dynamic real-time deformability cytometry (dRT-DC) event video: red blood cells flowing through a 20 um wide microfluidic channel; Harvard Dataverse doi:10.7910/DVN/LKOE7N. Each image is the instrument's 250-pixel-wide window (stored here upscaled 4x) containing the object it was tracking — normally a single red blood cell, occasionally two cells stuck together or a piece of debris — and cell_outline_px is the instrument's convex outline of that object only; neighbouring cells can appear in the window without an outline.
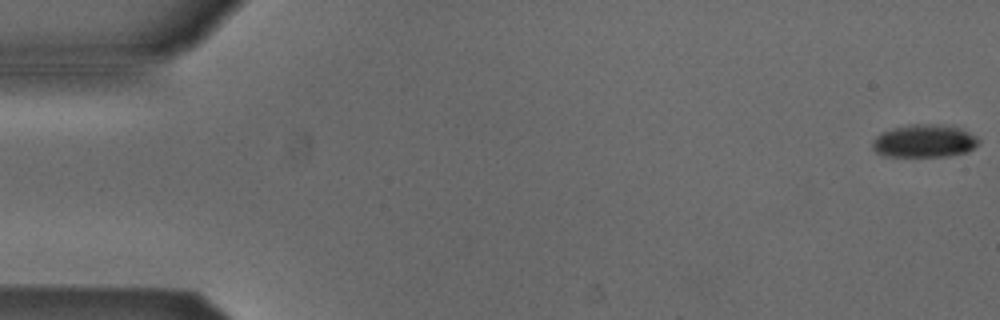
{"species": "Egyptian fruit bat (a non-hibernating species)", "species_latin": "Rousettus aegyptiacus", "temperature_condition": "cold", "stored_images_in_passage": 54, "camera_frame_rate_fps": 3000, "um_per_image_px": 0.085, "animal": {"sex": "male"}, "frame": {"image": 1, "passage_image": 1, "time_ms": 0.0, "image_size_px": [1000, 320], "cell_outline_px": [[980, 144], [968, 152], [948, 156], [884, 156], [876, 152], [872, 148], [872, 140], [876, 136], [884, 132], [896, 128], [912, 124], [932, 124], [960, 128], [976, 136], [980, 140]], "centroid_in_image_um": [78.59, 12.0], "position_along_channel_um": 6.4, "area_um2": 20.23}}
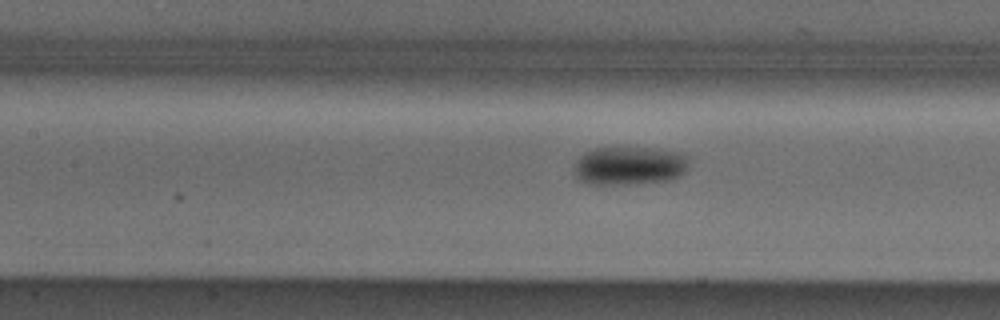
{"frame": {"image": 2, "passage_image": 24, "time_ms": 7.667, "image_size_px": [1000, 320], "cell_outline_px": [[688, 164], [684, 172], [680, 176], [668, 180], [636, 184], [588, 184], [580, 180], [576, 176], [576, 160], [584, 152], [596, 148], [652, 148], [676, 152], [688, 156]], "centroid_in_image_um": [53.5, 14.09], "position_along_channel_um": 153.9, "area_um2": 25.61}}
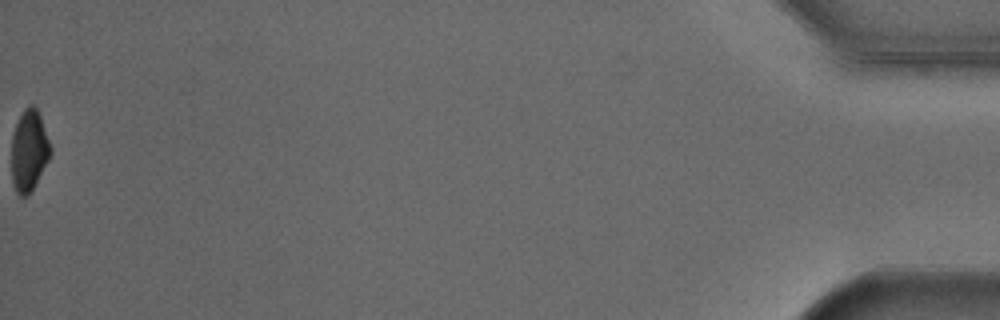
{"frame": {"image": 3, "passage_image": 54, "time_ms": 17.667, "image_size_px": [1000, 320], "cell_outline_px": [[52, 152], [48, 160], [28, 196], [20, 196], [16, 192], [12, 184], [12, 136], [16, 124], [24, 108], [28, 104], [32, 104], [36, 108], [40, 116], [52, 148]], "centroid_in_image_um": [2.46, 12.8], "position_along_channel_um": 432.7, "area_um2": 18.32}, "authors_computed_cell_mechanics": {"area_um2": 22.4842, "velocity_mm_per_s": 3.8635, "shape_relaxation_time_tau1_ms": 3.6002, "shape_relaxation_time_tau2_ms": null, "deformation_change_tau1": 0.0953, "deformation_change_tau2": null}}